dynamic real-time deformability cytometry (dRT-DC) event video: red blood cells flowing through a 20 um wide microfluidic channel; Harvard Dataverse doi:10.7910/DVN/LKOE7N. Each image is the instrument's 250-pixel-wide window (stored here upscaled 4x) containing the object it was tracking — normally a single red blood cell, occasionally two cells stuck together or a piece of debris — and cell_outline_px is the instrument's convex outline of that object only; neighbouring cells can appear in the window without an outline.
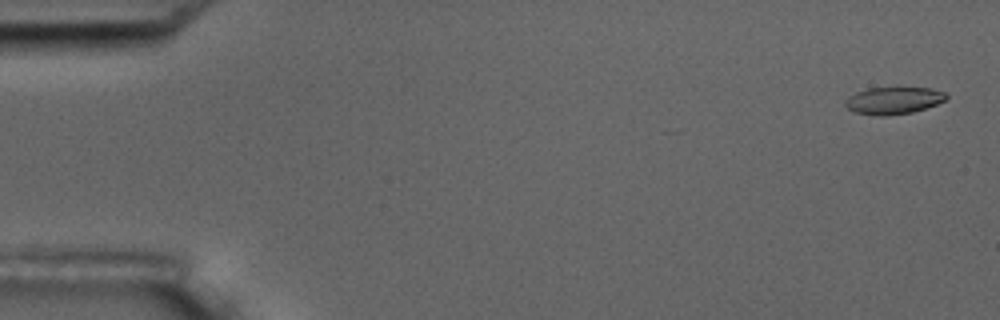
{"species": "common noctule bat (a hibernating species)", "species_latin": "Nyctalus noctula", "temperature_condition": "room temperature", "stored_images_in_passage": 6, "camera_frame_rate_fps": 3000, "um_per_image_px": 0.085, "animal": {"sex": "male", "body_mass_g": 17.5, "forearm_length_mm": 52.3}, "frame": {"image": 1, "passage_image": 1, "time_ms": 0.0, "image_size_px": [1000, 320], "cell_outline_px": [[948, 96], [944, 100], [936, 104], [912, 112], [888, 116], [880, 116], [856, 112], [848, 108], [844, 104], [848, 96], [856, 92], [868, 88], [932, 88], [944, 92]], "centroid_in_image_um": [75.93, 8.54], "position_along_channel_um": 9.1, "area_um2": 15.78}}
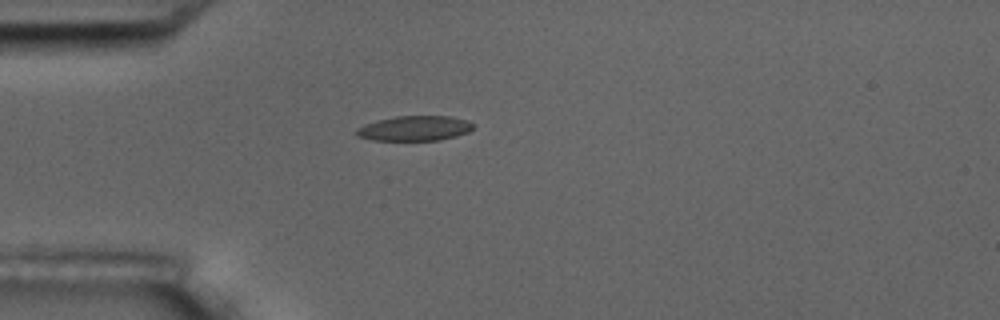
{"frame": {"image": 2, "passage_image": 5, "time_ms": 4.667, "image_size_px": [1000, 320], "cell_outline_px": [[472, 128], [468, 132], [456, 136], [440, 140], [372, 140], [356, 136], [352, 132], [356, 128], [364, 124], [376, 120], [396, 116], [448, 116], [468, 120], [472, 124]], "centroid_in_image_um": [35.17, 10.91], "position_along_channel_um": 49.8, "area_um2": 17.11}}